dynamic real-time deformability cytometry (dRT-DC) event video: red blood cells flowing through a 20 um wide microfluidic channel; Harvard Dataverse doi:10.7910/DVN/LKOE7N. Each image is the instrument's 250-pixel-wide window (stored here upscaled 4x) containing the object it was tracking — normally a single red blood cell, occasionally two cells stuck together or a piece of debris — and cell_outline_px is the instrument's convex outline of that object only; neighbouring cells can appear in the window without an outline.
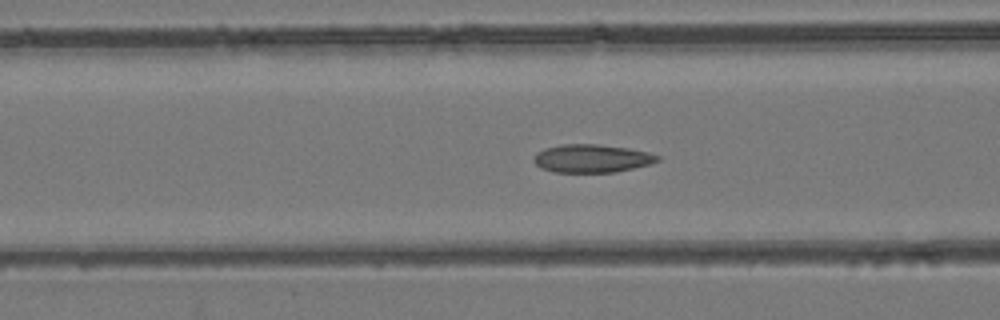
{"species": "common noctule bat (a hibernating species)", "species_latin": "Nyctalus noctula", "temperature_condition": "room temperature", "stored_images_in_passage": 50, "camera_frame_rate_fps": 3000, "um_per_image_px": 0.085, "animal": {"sex": "female", "body_mass_g": 24.6, "forearm_length_mm": 56.2}, "frame": {"image": 1, "passage_image": 20, "time_ms": 6.333, "image_size_px": [1000, 320], "cell_outline_px": [[660, 160], [648, 164], [616, 172], [556, 172], [540, 168], [532, 160], [536, 152], [544, 148], [560, 144], [600, 144], [628, 148], [648, 152], [660, 156]], "centroid_in_image_um": [50.27, 13.46], "position_along_channel_um": 116.3, "area_um2": 20.35}}
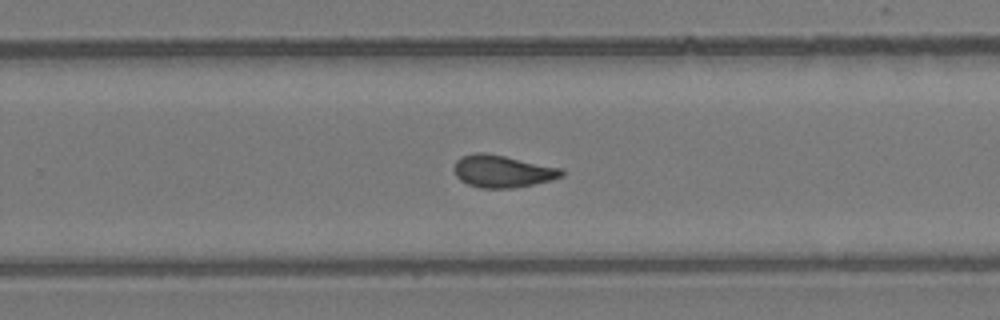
{"frame": {"image": 2, "passage_image": 32, "time_ms": 10.333, "image_size_px": [1000, 320], "cell_outline_px": [[564, 176], [552, 180], [512, 188], [480, 188], [468, 184], [460, 180], [456, 176], [452, 168], [456, 160], [460, 156], [476, 152], [484, 152], [504, 156], [560, 168], [564, 172]], "centroid_in_image_um": [42.65, 14.55], "position_along_channel_um": 287.1, "area_um2": 20.23}}
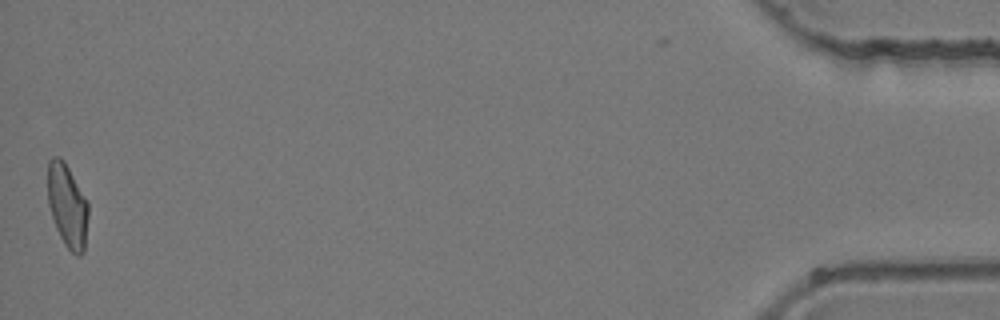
{"frame": {"image": 3, "passage_image": 49, "time_ms": 16.0, "image_size_px": [1000, 320], "cell_outline_px": [[88, 216], [84, 252], [80, 256], [76, 256], [64, 244], [56, 228], [48, 204], [48, 160], [52, 156], [60, 156], [64, 160], [88, 200]], "centroid_in_image_um": [5.73, 17.46], "position_along_channel_um": 429.5, "area_um2": 19.94}}